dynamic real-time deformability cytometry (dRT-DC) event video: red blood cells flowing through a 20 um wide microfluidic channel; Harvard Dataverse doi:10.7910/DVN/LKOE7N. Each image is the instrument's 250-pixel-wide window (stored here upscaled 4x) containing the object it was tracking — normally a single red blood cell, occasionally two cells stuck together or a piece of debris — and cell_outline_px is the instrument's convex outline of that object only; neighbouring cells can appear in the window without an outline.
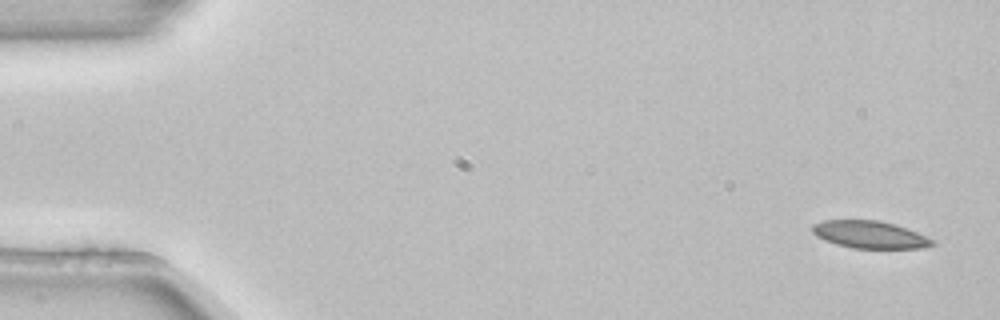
{"species": "common noctule bat (a hibernating species)", "species_latin": "Nyctalus noctula", "temperature_condition": "room temperature", "stored_images_in_passage": 3, "camera_frame_rate_fps": 3000, "um_per_image_px": 0.085, "animal": {"sex": "female", "body_mass_g": 22.7, "forearm_length_mm": 54.2}, "frame": {"image": 1, "passage_image": 1, "time_ms": 0.0, "image_size_px": [1000, 320], "cell_outline_px": [[936, 244], [924, 248], [852, 248], [836, 244], [824, 240], [816, 236], [812, 232], [812, 224], [824, 220], [880, 220], [916, 232], [936, 240]], "centroid_in_image_um": [73.92, 19.95], "position_along_channel_um": 11.1, "area_um2": 19.13}}